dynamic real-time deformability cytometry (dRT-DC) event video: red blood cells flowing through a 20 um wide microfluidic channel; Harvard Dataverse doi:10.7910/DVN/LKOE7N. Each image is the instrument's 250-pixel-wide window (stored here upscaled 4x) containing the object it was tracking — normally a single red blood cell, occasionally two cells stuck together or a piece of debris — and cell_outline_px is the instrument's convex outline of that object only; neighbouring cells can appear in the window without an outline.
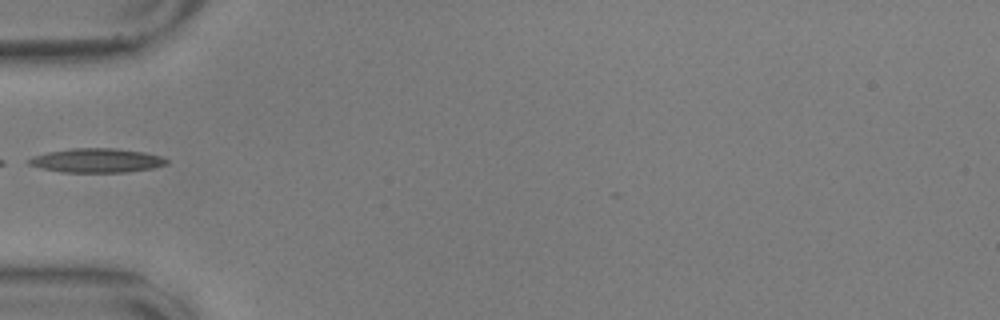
{"species": "common noctule bat (a hibernating species)", "species_latin": "Nyctalus noctula", "temperature_condition": "warm", "stored_images_in_passage": 36, "camera_frame_rate_fps": 3000, "um_per_image_px": 0.085, "animal": {"sex": "male", "body_mass_g": 17.9, "forearm_length_mm": 54.2}, "frame": {"image": 1, "passage_image": 1, "time_ms": 0.0, "image_size_px": [1000, 320], "cell_outline_px": [[168, 164], [152, 168], [124, 172], [64, 172], [40, 168], [28, 164], [28, 160], [32, 156], [48, 152], [68, 148], [116, 148], [144, 152], [160, 156], [168, 160]], "centroid_in_image_um": [8.2, 13.63], "position_along_channel_um": 76.8, "area_um2": 19.36}}